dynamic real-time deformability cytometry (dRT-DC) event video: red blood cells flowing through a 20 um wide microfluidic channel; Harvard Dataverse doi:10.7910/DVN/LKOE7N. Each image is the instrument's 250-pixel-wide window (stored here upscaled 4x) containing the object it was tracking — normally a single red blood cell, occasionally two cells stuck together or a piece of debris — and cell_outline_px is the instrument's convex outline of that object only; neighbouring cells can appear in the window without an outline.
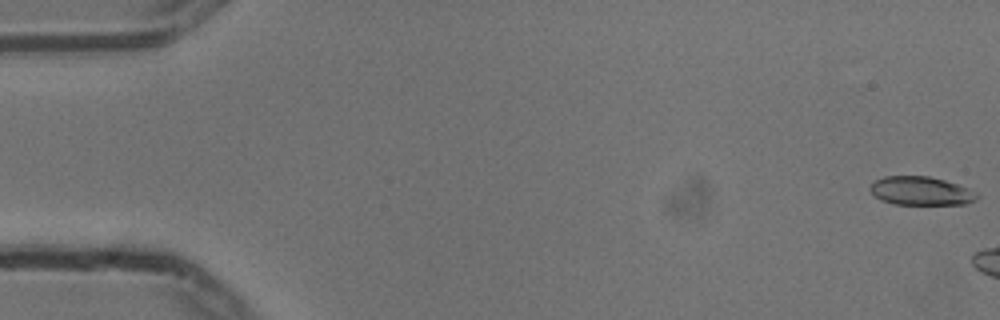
{"species": "common noctule bat (a hibernating species)", "species_latin": "Nyctalus noctula", "temperature_condition": "cold", "stored_images_in_passage": 6, "camera_frame_rate_fps": 3000, "um_per_image_px": 0.085, "animal": {"sex": "male", "body_mass_g": 13.3}, "frame": {"image": 1, "passage_image": 1, "time_ms": 0.0, "image_size_px": [1000, 320], "cell_outline_px": [[980, 196], [976, 200], [964, 204], [896, 204], [880, 200], [868, 188], [876, 180], [884, 176], [928, 176], [944, 180], [968, 188], [976, 192]], "centroid_in_image_um": [78.29, 16.23], "position_along_channel_um": 6.7, "area_um2": 17.69}}